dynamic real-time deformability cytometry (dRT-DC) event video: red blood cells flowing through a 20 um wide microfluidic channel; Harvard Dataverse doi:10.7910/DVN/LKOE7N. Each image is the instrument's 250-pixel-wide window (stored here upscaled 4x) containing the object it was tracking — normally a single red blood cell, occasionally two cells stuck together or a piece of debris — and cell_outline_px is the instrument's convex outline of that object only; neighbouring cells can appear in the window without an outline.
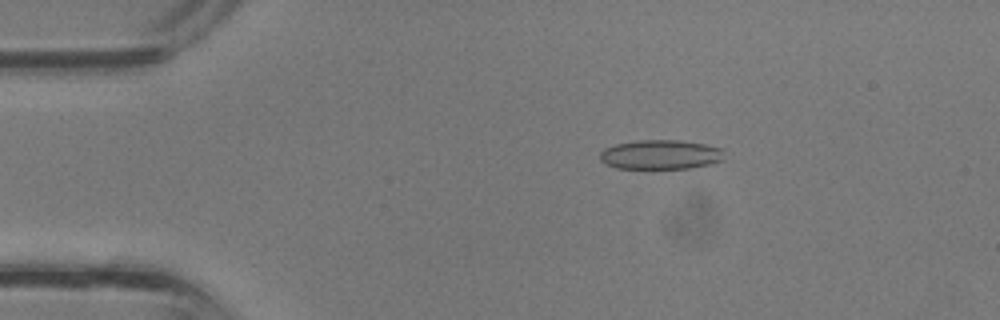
{"species": "common noctule bat (a hibernating species)", "species_latin": "Nyctalus noctula", "temperature_condition": "room temperature", "stored_images_in_passage": 37, "camera_frame_rate_fps": 3000, "um_per_image_px": 0.085, "animal": {"sex": "male", "body_mass_g": 13.3}, "frame": {"image": 1, "passage_image": 7, "time_ms": 2.0, "image_size_px": [1000, 320], "cell_outline_px": [[724, 160], [692, 168], [616, 168], [604, 164], [600, 160], [600, 152], [604, 148], [616, 144], [636, 140], [680, 140], [704, 144], [720, 148]], "centroid_in_image_um": [56.1, 13.14], "position_along_channel_um": 28.9, "area_um2": 21.27}}
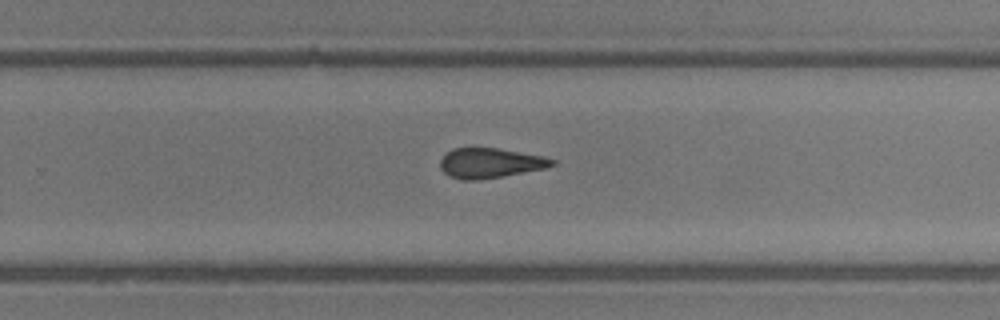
{"frame": {"image": 2, "passage_image": 24, "time_ms": 7.667, "image_size_px": [1000, 320], "cell_outline_px": [[556, 164], [544, 168], [480, 180], [464, 180], [448, 176], [440, 168], [440, 160], [452, 148], [496, 148], [544, 156], [556, 160]], "centroid_in_image_um": [41.65, 13.86], "position_along_channel_um": 288.2, "area_um2": 19.36}}
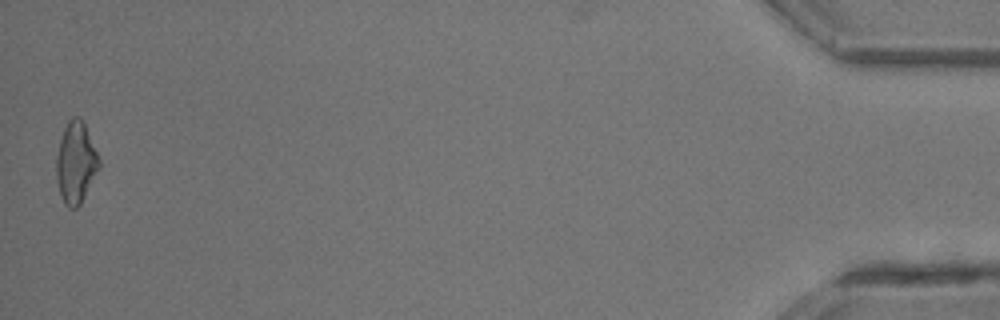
{"frame": {"image": 3, "passage_image": 37, "time_ms": 12.0, "image_size_px": [1000, 320], "cell_outline_px": [[100, 168], [80, 204], [76, 208], [68, 208], [64, 204], [60, 196], [56, 176], [56, 156], [60, 140], [64, 128], [68, 120], [72, 116], [80, 116], [84, 124], [100, 160]], "centroid_in_image_um": [6.43, 13.84], "position_along_channel_um": 428.8, "area_um2": 20.23}}